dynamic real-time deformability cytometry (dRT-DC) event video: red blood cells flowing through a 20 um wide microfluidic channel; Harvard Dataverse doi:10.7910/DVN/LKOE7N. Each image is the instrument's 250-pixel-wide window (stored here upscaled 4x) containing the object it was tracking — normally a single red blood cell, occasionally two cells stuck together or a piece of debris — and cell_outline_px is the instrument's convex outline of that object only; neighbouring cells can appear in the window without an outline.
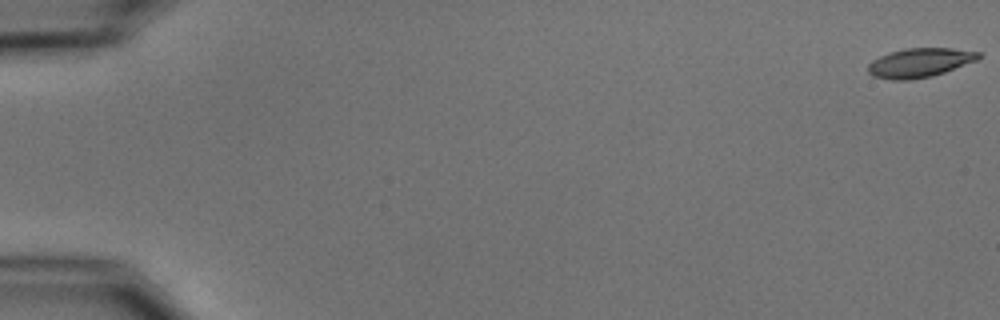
{"species": "common noctule bat (a hibernating species)", "species_latin": "Nyctalus noctula", "temperature_condition": "cold", "stored_images_in_passage": 3, "camera_frame_rate_fps": 3000, "um_per_image_px": 0.085, "animal": {"sex": "male", "body_mass_g": 15.6}, "frame": {"image": 1, "passage_image": 1, "time_ms": 0.0, "image_size_px": [1000, 320], "cell_outline_px": [[980, 56], [976, 60], [944, 72], [932, 76], [908, 80], [892, 80], [872, 76], [868, 72], [868, 64], [872, 60], [888, 52], [904, 48], [952, 48], [980, 52]], "centroid_in_image_um": [78.13, 5.32], "position_along_channel_um": 6.9, "area_um2": 18.73}}